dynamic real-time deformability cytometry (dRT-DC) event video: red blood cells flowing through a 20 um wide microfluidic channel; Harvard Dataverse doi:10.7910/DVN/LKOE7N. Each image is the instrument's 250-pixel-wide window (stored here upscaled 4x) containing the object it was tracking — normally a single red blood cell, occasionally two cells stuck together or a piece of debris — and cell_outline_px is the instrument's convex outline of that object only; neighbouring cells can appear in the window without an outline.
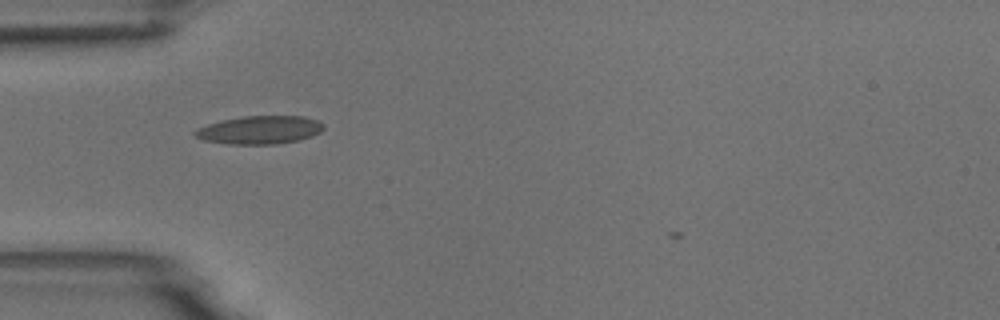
{"species": "common noctule bat (a hibernating species)", "species_latin": "Nyctalus noctula", "temperature_condition": "room temperature", "stored_images_in_passage": 33, "camera_frame_rate_fps": 3000, "um_per_image_px": 0.085, "animal": {"sex": "male", "body_mass_g": 18.8}, "frame": {"image": 1, "passage_image": 1, "time_ms": 0.0, "image_size_px": [1000, 320], "cell_outline_px": [[324, 128], [320, 132], [312, 136], [300, 140], [276, 144], [228, 144], [204, 140], [196, 136], [192, 132], [196, 128], [220, 120], [240, 116], [304, 116], [316, 120], [324, 124]], "centroid_in_image_um": [22.07, 11.04], "position_along_channel_um": 62.9, "area_um2": 21.27}}
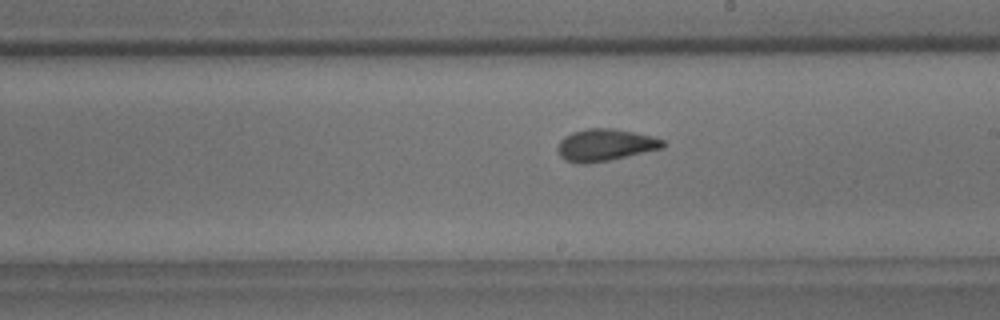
{"frame": {"image": 2, "passage_image": 15, "time_ms": 4.667, "image_size_px": [1000, 320], "cell_outline_px": [[664, 148], [608, 160], [584, 164], [580, 164], [564, 160], [560, 156], [556, 148], [560, 140], [564, 136], [572, 132], [588, 128], [612, 128], [652, 136], [664, 140]], "centroid_in_image_um": [51.4, 12.32], "position_along_channel_um": 237.6, "area_um2": 19.59}}
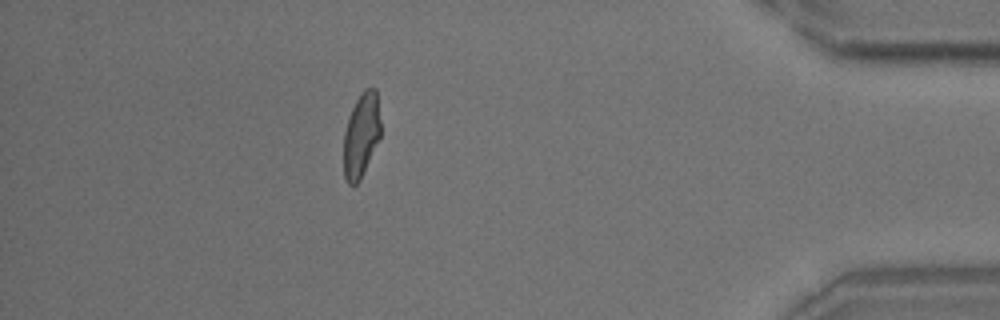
{"frame": {"image": 3, "passage_image": 32, "time_ms": 10.333, "image_size_px": [1000, 320], "cell_outline_px": [[380, 136], [360, 180], [352, 188], [348, 184], [344, 176], [344, 132], [348, 116], [356, 100], [364, 88], [376, 88], [380, 120]], "centroid_in_image_um": [30.69, 11.49], "position_along_channel_um": 404.5, "area_um2": 18.15}}